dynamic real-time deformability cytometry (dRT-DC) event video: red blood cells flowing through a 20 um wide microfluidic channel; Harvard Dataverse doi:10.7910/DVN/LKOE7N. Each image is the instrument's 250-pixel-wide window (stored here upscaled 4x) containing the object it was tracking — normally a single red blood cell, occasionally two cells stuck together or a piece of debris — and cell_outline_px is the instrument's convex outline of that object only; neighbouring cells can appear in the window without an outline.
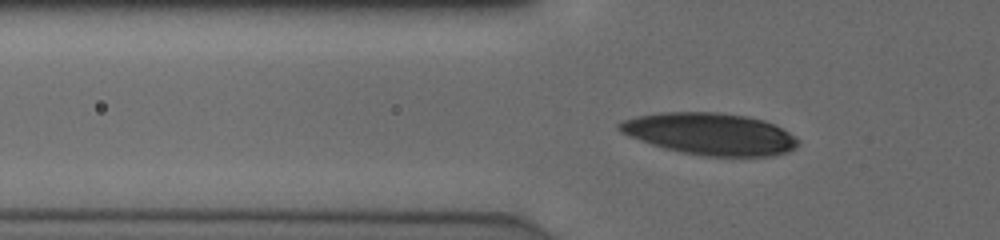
{"species": "human", "species_latin": "Homo sapiens", "temperature_condition": "cold", "stored_images_in_passage": 42, "camera_frame_rate_fps": 3000, "um_per_image_px": 0.085, "donor": {"sex": "male"}, "frame": {"image": 1, "passage_image": 8, "time_ms": 2.333, "image_size_px": [1000, 240], "cell_outline_px": [[800, 140], [796, 148], [788, 152], [772, 156], [704, 156], [680, 152], [664, 148], [628, 136], [620, 132], [616, 128], [616, 124], [620, 120], [636, 116], [660, 112], [716, 112], [748, 116], [764, 120], [788, 132]], "centroid_in_image_um": [60.32, 11.38], "position_along_channel_um": 65.5, "area_um2": 43.87}}
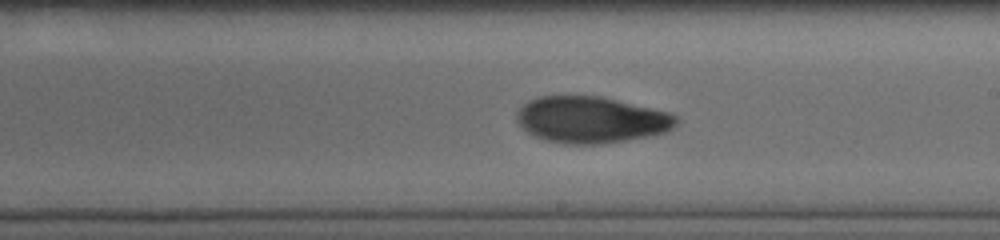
{"frame": {"image": 2, "passage_image": 22, "time_ms": 7.0, "image_size_px": [1000, 240], "cell_outline_px": [[676, 124], [668, 132], [648, 136], [600, 144], [564, 144], [544, 140], [528, 132], [516, 120], [516, 112], [528, 100], [540, 96], [600, 96], [668, 112], [676, 116]], "centroid_in_image_um": [50.22, 10.18], "position_along_channel_um": 238.8, "area_um2": 42.95}}
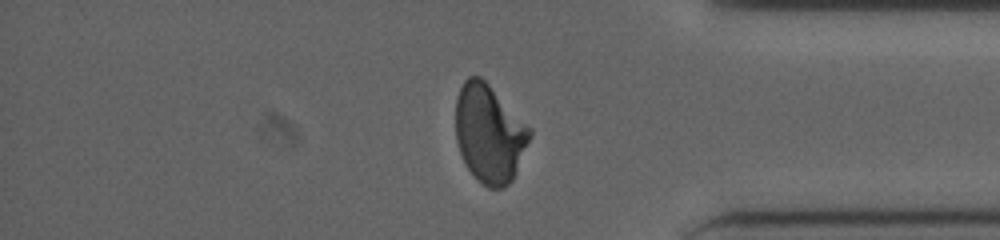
{"frame": {"image": 3, "passage_image": 35, "time_ms": 11.333, "image_size_px": [1000, 240], "cell_outline_px": [[532, 132], [516, 172], [512, 180], [504, 188], [488, 188], [476, 180], [472, 176], [460, 152], [456, 140], [456, 96], [464, 80], [468, 76], [480, 76], [532, 128]], "centroid_in_image_um": [41.58, 11.36], "position_along_channel_um": 393.6, "area_um2": 42.31}}